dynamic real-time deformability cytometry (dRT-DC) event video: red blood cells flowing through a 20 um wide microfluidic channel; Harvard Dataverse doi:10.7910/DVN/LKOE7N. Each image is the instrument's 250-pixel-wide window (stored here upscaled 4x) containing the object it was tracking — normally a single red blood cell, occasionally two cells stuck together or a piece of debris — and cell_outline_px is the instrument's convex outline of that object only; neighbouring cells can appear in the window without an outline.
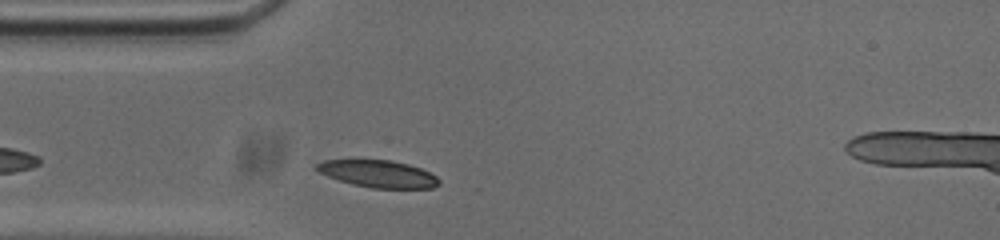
{"species": "common noctule bat (a hibernating species)", "species_latin": "Nyctalus noctula", "temperature_condition": "cold", "stored_images_in_passage": 31, "camera_frame_rate_fps": 3000, "um_per_image_px": 0.085, "animal": {"sex": "male", "body_mass_g": 20.0, "forearm_length_mm": 53.3}, "frame": {"image": 1, "passage_image": 4, "time_ms": 1.0, "image_size_px": [1000, 240], "cell_outline_px": [[440, 184], [432, 188], [372, 188], [352, 184], [328, 176], [320, 172], [316, 168], [316, 164], [324, 160], [392, 160], [408, 164], [420, 168], [436, 176], [440, 180]], "centroid_in_image_um": [32.17, 14.78], "position_along_channel_um": 52.8, "area_um2": 19.19}}
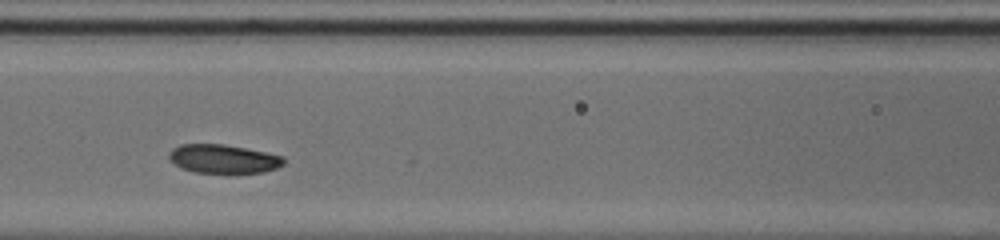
{"frame": {"image": 2, "passage_image": 12, "time_ms": 3.667, "image_size_px": [1000, 240], "cell_outline_px": [[284, 164], [276, 168], [264, 172], [236, 176], [196, 172], [180, 168], [168, 156], [168, 152], [172, 148], [180, 144], [224, 144], [284, 156]], "centroid_in_image_um": [19.0, 13.55], "position_along_channel_um": 147.6, "area_um2": 19.94}}
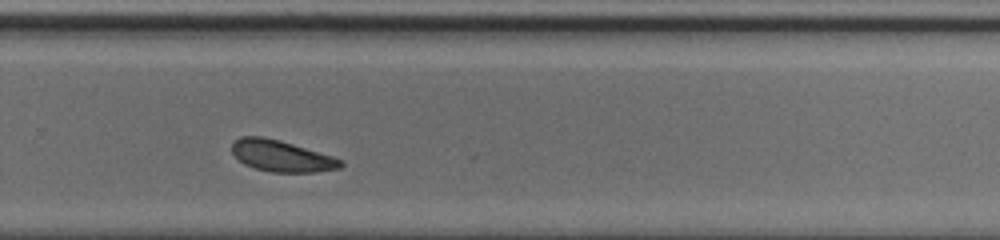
{"frame": {"image": 3, "passage_image": 25, "time_ms": 8.0, "image_size_px": [1000, 240], "cell_outline_px": [[344, 164], [340, 168], [316, 172], [272, 172], [256, 168], [244, 164], [232, 152], [232, 144], [240, 136], [264, 136], [280, 140], [332, 156], [344, 160]], "centroid_in_image_um": [23.95, 13.25], "position_along_channel_um": 305.9, "area_um2": 19.77}, "authors_computed_cell_mechanics": {"area_um2": 19.7676, "velocity_mm_per_s": 3.6588, "shape_relaxation_time_tau1_ms": 2.0368, "shape_relaxation_time_tau2_ms": 4.7064, "deformation_change_tau1": 0.0645, "deformation_change_tau2": 0.1063}}